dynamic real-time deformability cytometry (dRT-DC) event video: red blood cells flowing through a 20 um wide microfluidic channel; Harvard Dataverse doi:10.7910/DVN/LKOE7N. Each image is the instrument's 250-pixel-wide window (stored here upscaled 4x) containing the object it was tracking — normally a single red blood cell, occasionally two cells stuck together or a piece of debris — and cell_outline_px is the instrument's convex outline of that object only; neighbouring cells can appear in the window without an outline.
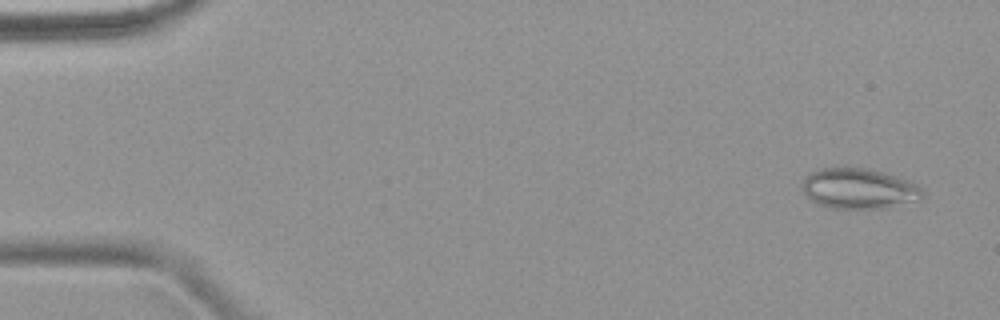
{"species": "common noctule bat (a hibernating species)", "species_latin": "Nyctalus noctula", "temperature_condition": "warm", "stored_images_in_passage": 3, "camera_frame_rate_fps": 3000, "um_per_image_px": 0.085, "animal": {"sex": "female", "body_mass_g": 18.4}, "frame": {"image": 1, "passage_image": 1, "time_ms": 0.0, "image_size_px": [1000, 320], "cell_outline_px": [[924, 196], [920, 200], [888, 208], [832, 208], [820, 204], [812, 200], [800, 188], [804, 176], [820, 168], [868, 168], [884, 172], [912, 180], [924, 192]], "centroid_in_image_um": [73.05, 16.02], "position_along_channel_um": 12.0, "area_um2": 28.61}}